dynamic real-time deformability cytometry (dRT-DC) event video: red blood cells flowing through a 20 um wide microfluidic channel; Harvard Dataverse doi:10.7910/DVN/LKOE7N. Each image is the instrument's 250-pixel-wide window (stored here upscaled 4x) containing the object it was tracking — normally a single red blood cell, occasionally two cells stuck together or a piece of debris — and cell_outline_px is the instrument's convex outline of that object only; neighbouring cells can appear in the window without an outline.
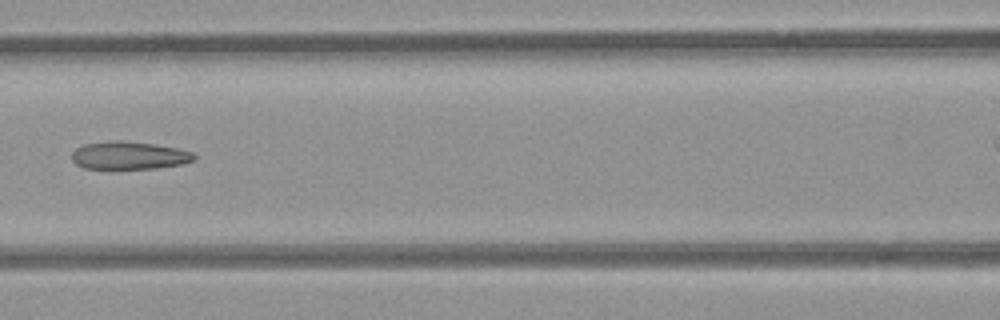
{"species": "common noctule bat (a hibernating species)", "species_latin": "Nyctalus noctula", "temperature_condition": "room temperature", "stored_images_in_passage": 8, "segment_of_instrument_passage": [1, 2], "camera_frame_rate_fps": 3000, "um_per_image_px": 0.085, "animal": {"sex": "female", "body_mass_g": 21.9}, "frame": {"image": 1, "passage_image": 7, "time_ms": 7.667, "image_size_px": [1000, 320], "cell_outline_px": [[196, 160], [180, 164], [156, 168], [84, 168], [76, 164], [72, 160], [72, 152], [76, 148], [84, 144], [116, 140], [120, 140], [152, 144], [176, 148], [192, 152], [196, 156]], "centroid_in_image_um": [10.96, 13.21], "position_along_channel_um": 155.6, "area_um2": 19.59}}